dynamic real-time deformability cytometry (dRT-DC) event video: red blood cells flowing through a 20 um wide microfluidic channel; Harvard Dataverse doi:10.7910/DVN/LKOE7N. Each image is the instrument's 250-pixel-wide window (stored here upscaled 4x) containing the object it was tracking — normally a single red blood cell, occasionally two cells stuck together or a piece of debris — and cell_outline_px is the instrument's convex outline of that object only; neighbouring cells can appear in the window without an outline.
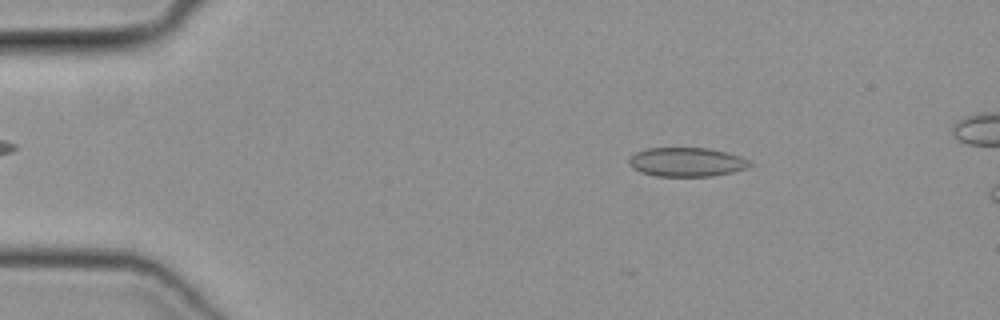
{"species": "common noctule bat (a hibernating species)", "species_latin": "Nyctalus noctula", "temperature_condition": "cold", "stored_images_in_passage": 46, "camera_frame_rate_fps": 3000, "um_per_image_px": 0.085, "animal": {"sex": "female", "body_mass_g": 19.3, "forearm_length_mm": 54.1}, "frame": {"image": 1, "passage_image": 5, "time_ms": 1.333, "image_size_px": [1000, 320], "cell_outline_px": [[752, 164], [748, 168], [732, 172], [712, 176], [656, 176], [640, 172], [632, 168], [628, 164], [628, 160], [636, 152], [648, 148], [712, 148], [740, 156], [748, 160]], "centroid_in_image_um": [58.36, 13.77], "position_along_channel_um": 26.6, "area_um2": 20.52}}
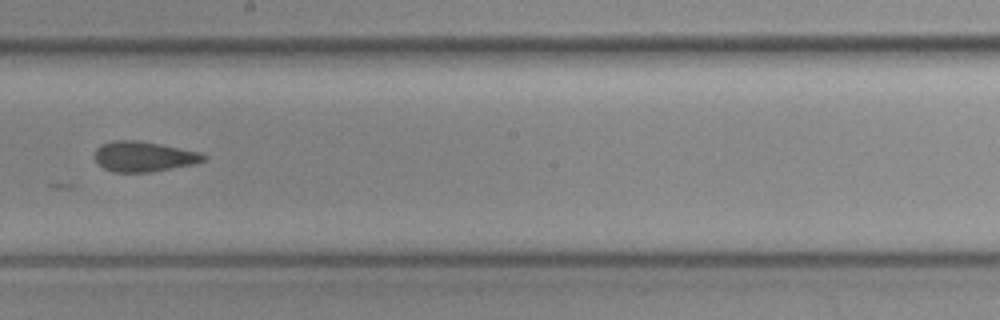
{"frame": {"image": 2, "passage_image": 25, "time_ms": 8.0, "image_size_px": [1000, 320], "cell_outline_px": [[208, 156], [204, 160], [196, 164], [152, 172], [112, 172], [104, 168], [92, 156], [96, 148], [100, 144], [112, 140], [136, 140], [160, 144], [200, 152]], "centroid_in_image_um": [12.2, 13.3], "position_along_channel_um": 236.0, "area_um2": 19.42}}
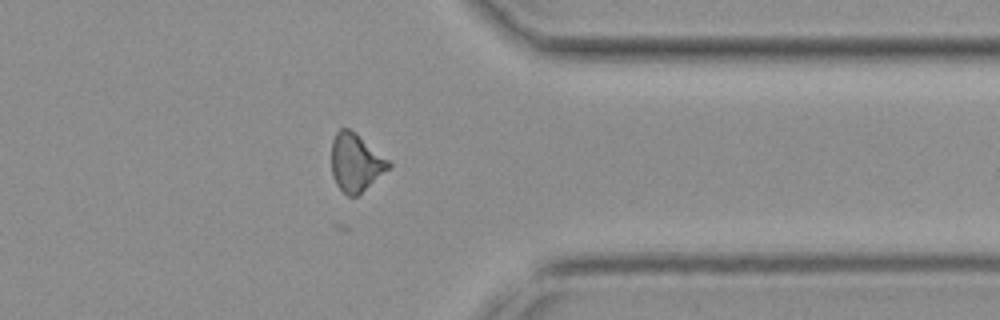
{"frame": {"image": 3, "passage_image": 36, "time_ms": 11.667, "image_size_px": [1000, 320], "cell_outline_px": [[392, 164], [388, 168], [356, 196], [348, 196], [336, 184], [332, 176], [332, 140], [336, 132], [340, 128], [348, 128], [356, 132], [388, 160]], "centroid_in_image_um": [30.2, 13.78], "position_along_channel_um": 381.2, "area_um2": 18.84}}